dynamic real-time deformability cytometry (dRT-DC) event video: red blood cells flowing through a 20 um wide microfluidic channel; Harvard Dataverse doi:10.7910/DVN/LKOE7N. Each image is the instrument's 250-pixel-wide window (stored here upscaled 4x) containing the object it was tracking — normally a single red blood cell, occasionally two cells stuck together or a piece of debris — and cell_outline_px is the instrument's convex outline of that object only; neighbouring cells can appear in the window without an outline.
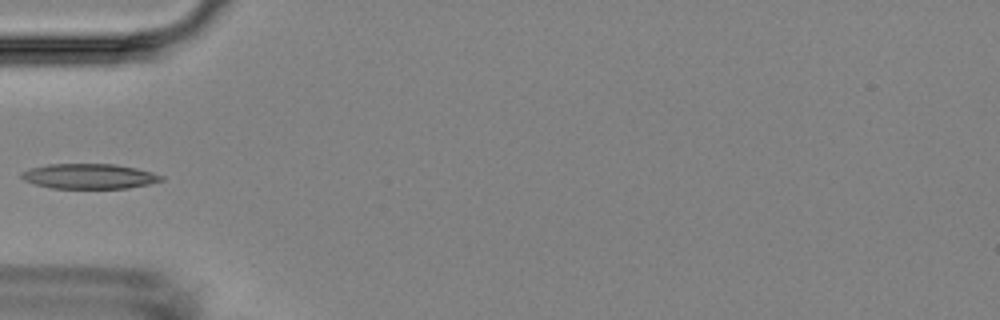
{"species": "Egyptian fruit bat (a non-hibernating species)", "species_latin": "Rousettus aegyptiacus", "temperature_condition": "room temperature", "stored_images_in_passage": 6, "camera_frame_rate_fps": 3000, "um_per_image_px": 0.085, "animal": {"sex": "female"}, "frame": {"image": 1, "passage_image": 5, "time_ms": 4.667, "image_size_px": [1000, 320], "cell_outline_px": [[164, 180], [148, 184], [128, 188], [52, 188], [36, 184], [24, 180], [20, 176], [20, 172], [28, 168], [48, 164], [112, 164], [136, 168], [152, 172], [164, 176]], "centroid_in_image_um": [7.57, 14.98], "position_along_channel_um": 77.4, "area_um2": 20.4}}
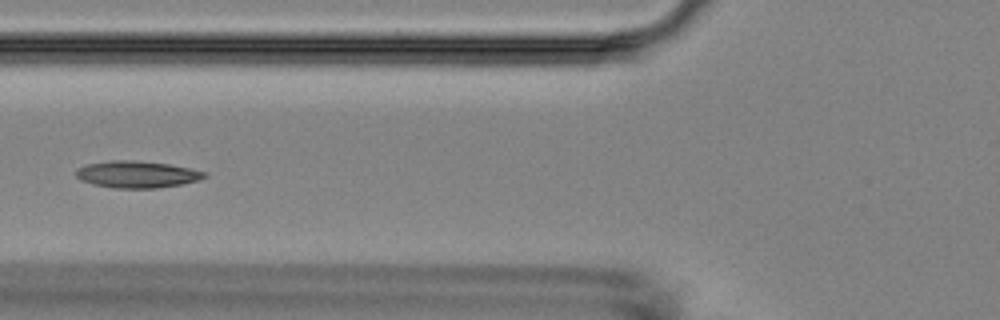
{"frame": {"image": 2, "passage_image": 6, "time_ms": 5.667, "image_size_px": [1000, 320], "cell_outline_px": [[208, 176], [200, 180], [180, 184], [156, 188], [112, 188], [92, 184], [80, 180], [76, 176], [76, 168], [88, 164], [108, 160], [136, 160], [168, 164], [188, 168], [204, 172]], "centroid_in_image_um": [11.6, 14.82], "position_along_channel_um": 114.2, "area_um2": 20.11}}